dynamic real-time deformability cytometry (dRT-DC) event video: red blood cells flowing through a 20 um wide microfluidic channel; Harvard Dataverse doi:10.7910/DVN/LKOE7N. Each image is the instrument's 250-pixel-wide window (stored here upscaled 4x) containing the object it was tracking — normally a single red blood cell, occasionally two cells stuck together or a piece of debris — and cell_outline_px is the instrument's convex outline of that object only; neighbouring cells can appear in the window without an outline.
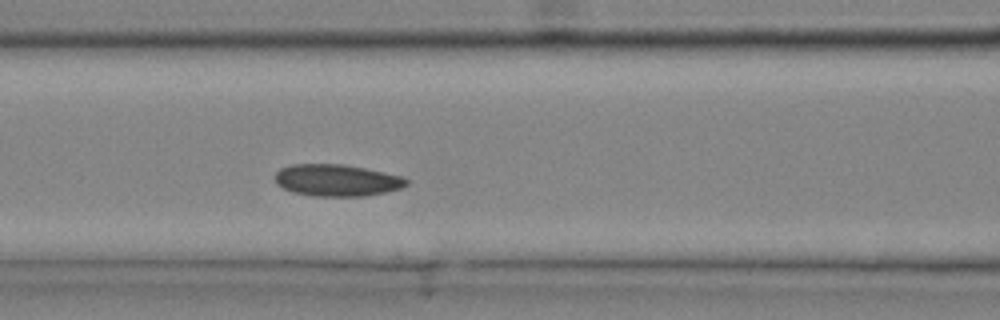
{"species": "common noctule bat (a hibernating species)", "species_latin": "Nyctalus noctula", "temperature_condition": "cold", "stored_images_in_passage": 26, "camera_frame_rate_fps": 3000, "um_per_image_px": 0.085, "animal": {"sex": "male", "body_mass_g": 20.4}, "frame": {"image": 1, "passage_image": 5, "time_ms": 1.333, "image_size_px": [1000, 320], "cell_outline_px": [[408, 184], [400, 188], [384, 192], [364, 196], [316, 196], [292, 192], [276, 184], [276, 172], [280, 168], [292, 164], [344, 164], [404, 176], [408, 180]], "centroid_in_image_um": [28.63, 15.31], "position_along_channel_um": 138.0, "area_um2": 24.33}}